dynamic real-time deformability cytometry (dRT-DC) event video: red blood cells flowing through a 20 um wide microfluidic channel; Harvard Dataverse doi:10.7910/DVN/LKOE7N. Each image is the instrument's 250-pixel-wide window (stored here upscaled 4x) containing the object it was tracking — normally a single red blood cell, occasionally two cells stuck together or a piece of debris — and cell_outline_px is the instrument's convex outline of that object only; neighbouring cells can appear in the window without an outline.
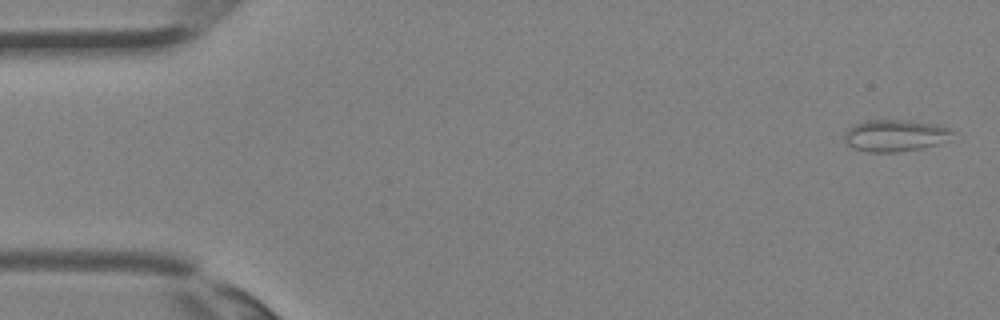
{"species": "Egyptian fruit bat (a non-hibernating species)", "species_latin": "Rousettus aegyptiacus", "temperature_condition": "room temperature", "stored_images_in_passage": 36, "camera_frame_rate_fps": 3000, "um_per_image_px": 0.085, "animal": {"sex": "female"}, "frame": {"image": 1, "passage_image": 1, "time_ms": 0.0, "image_size_px": [1000, 320], "cell_outline_px": [[952, 132], [940, 144], [900, 152], [868, 152], [852, 148], [844, 140], [844, 132], [848, 128], [856, 124], [868, 120], [900, 120], [936, 124], [952, 128]], "centroid_in_image_um": [76.04, 11.53], "position_along_channel_um": 9.0, "area_um2": 19.88}}
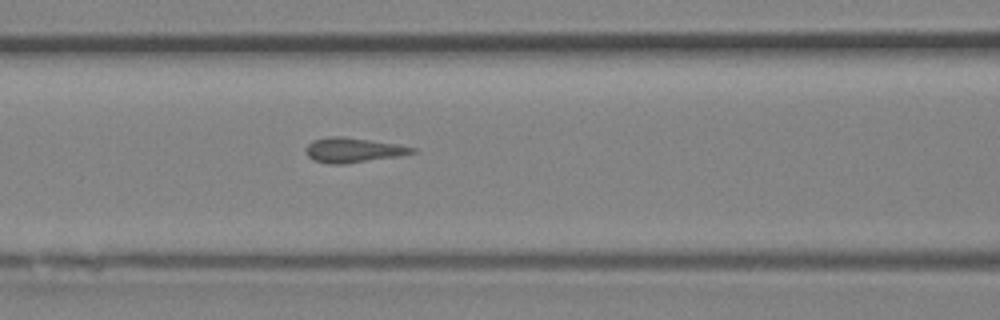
{"frame": {"image": 2, "passage_image": 15, "time_ms": 4.667, "image_size_px": [1000, 320], "cell_outline_px": [[416, 152], [396, 156], [344, 164], [332, 164], [316, 160], [308, 156], [304, 152], [308, 144], [312, 140], [328, 136], [344, 136], [396, 144], [416, 148]], "centroid_in_image_um": [29.97, 12.74], "position_along_channel_um": 136.6, "area_um2": 15.14}}
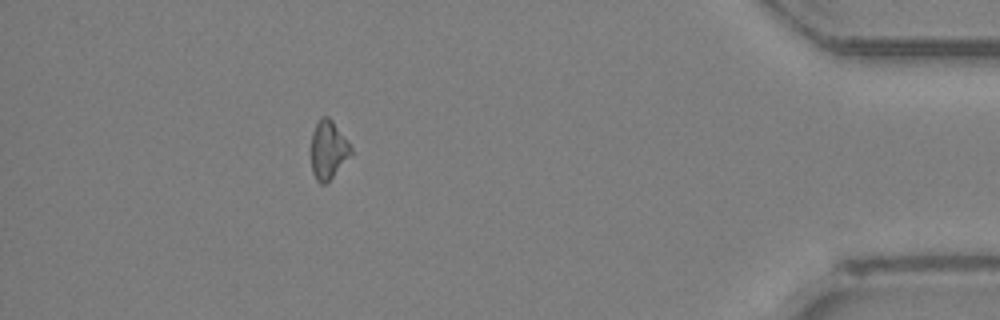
{"frame": {"image": 3, "passage_image": 32, "time_ms": 10.333, "image_size_px": [1000, 320], "cell_outline_px": [[352, 152], [332, 176], [324, 184], [320, 184], [316, 180], [312, 172], [312, 132], [320, 116], [328, 116], [332, 120], [352, 148]], "centroid_in_image_um": [27.87, 12.71], "position_along_channel_um": 407.3, "area_um2": 13.12}}